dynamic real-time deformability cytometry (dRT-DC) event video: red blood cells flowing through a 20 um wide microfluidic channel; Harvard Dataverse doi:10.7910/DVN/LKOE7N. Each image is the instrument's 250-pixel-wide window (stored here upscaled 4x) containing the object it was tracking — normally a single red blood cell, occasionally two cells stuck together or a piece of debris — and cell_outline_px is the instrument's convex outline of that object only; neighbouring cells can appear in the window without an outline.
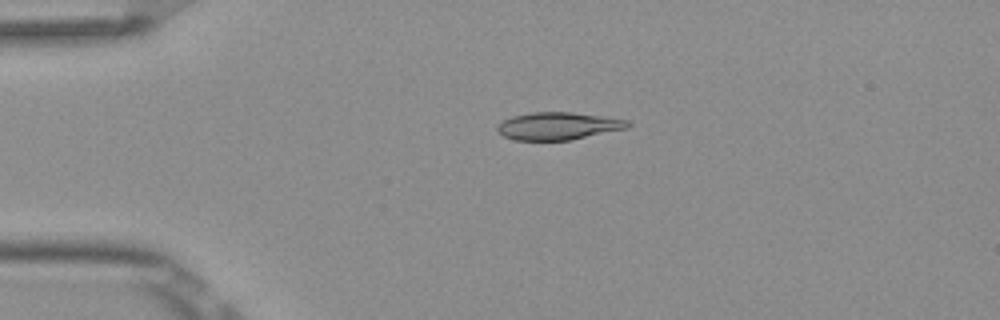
{"species": "Egyptian fruit bat (a non-hibernating species)", "species_latin": "Rousettus aegyptiacus", "temperature_condition": "room temperature", "stored_images_in_passage": 5, "camera_frame_rate_fps": 3000, "um_per_image_px": 0.085, "frame": {"image": 1, "passage_image": 4, "time_ms": 1.0, "image_size_px": [1000, 320], "cell_outline_px": [[632, 124], [628, 128], [572, 140], [512, 140], [504, 136], [496, 128], [504, 120], [512, 116], [532, 112], [572, 112], [604, 116], [628, 120]], "centroid_in_image_um": [47.49, 10.71], "position_along_channel_um": 37.5, "area_um2": 20.98}}